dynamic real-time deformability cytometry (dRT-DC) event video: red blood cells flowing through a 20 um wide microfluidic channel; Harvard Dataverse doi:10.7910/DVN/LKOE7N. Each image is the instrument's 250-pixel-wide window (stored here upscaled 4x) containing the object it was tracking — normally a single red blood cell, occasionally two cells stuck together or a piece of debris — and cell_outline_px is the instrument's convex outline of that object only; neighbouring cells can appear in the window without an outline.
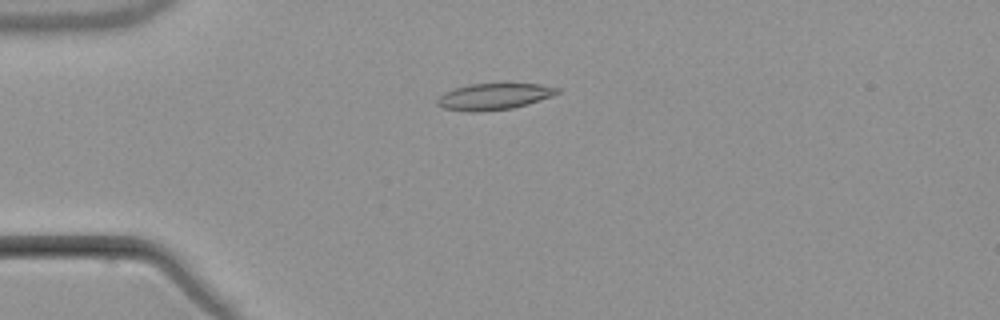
{"species": "common noctule bat (a hibernating species)", "species_latin": "Nyctalus noctula", "temperature_condition": "warm", "stored_images_in_passage": 6, "camera_frame_rate_fps": 3000, "um_per_image_px": 0.085, "animal": {"sex": "male", "body_mass_g": 21.5, "forearm_length_mm": 52.0}, "frame": {"image": 1, "passage_image": 4, "time_ms": 3.333, "image_size_px": [1000, 320], "cell_outline_px": [[560, 92], [552, 96], [528, 104], [512, 108], [476, 112], [468, 112], [444, 108], [436, 104], [436, 100], [444, 92], [468, 84], [540, 84], [560, 88]], "centroid_in_image_um": [41.98, 8.21], "position_along_channel_um": 43.0, "area_um2": 18.38}}
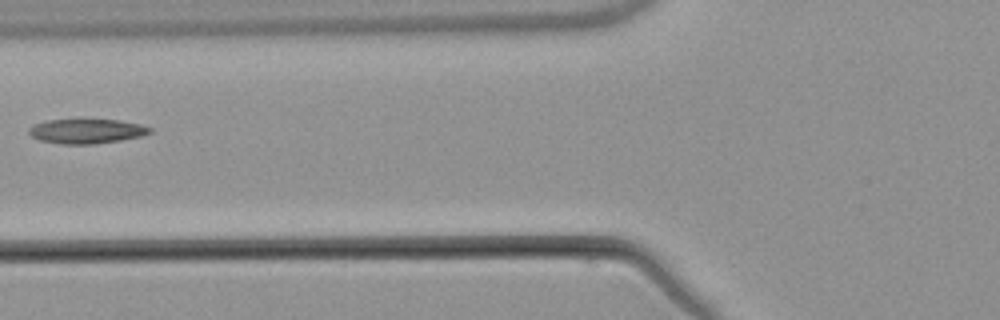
{"frame": {"image": 2, "passage_image": 6, "time_ms": 6.0, "image_size_px": [1000, 320], "cell_outline_px": [[152, 132], [140, 136], [120, 140], [92, 144], [60, 144], [40, 140], [32, 136], [28, 132], [28, 128], [44, 120], [84, 116], [120, 120], [140, 124], [152, 128]], "centroid_in_image_um": [7.33, 11.09], "position_along_channel_um": 118.5, "area_um2": 18.26}}